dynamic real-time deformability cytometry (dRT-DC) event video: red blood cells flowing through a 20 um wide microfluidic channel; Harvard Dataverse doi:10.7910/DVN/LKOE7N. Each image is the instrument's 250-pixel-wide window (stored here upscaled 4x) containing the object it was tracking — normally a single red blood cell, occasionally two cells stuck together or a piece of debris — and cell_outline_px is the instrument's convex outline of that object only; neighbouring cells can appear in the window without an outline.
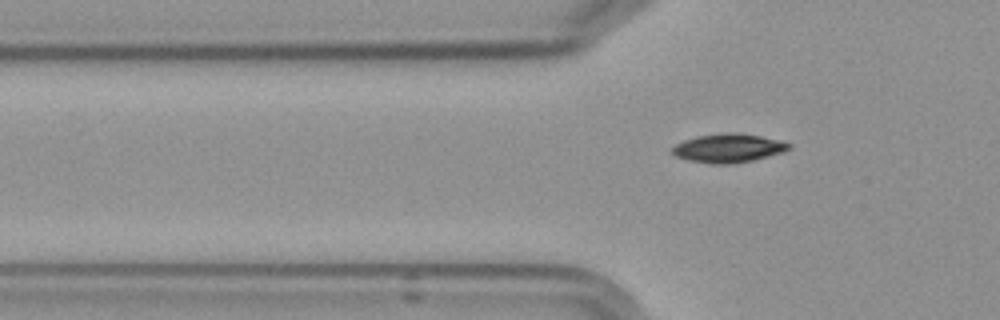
{"species": "Egyptian fruit bat (a non-hibernating species)", "species_latin": "Rousettus aegyptiacus", "temperature_condition": "cold", "stored_images_in_passage": 6, "segment_of_instrument_passage": [2, 2], "camera_frame_rate_fps": 3000, "um_per_image_px": 0.085, "frame": {"image": 1, "passage_image": 6, "time_ms": 6.667, "image_size_px": [1000, 320], "cell_outline_px": [[792, 148], [784, 152], [736, 164], [708, 164], [688, 160], [676, 156], [672, 152], [672, 148], [676, 144], [684, 140], [696, 136], [728, 132], [732, 132], [760, 136], [792, 144]], "centroid_in_image_um": [61.9, 12.6], "position_along_channel_um": 63.9, "area_um2": 19.54}}